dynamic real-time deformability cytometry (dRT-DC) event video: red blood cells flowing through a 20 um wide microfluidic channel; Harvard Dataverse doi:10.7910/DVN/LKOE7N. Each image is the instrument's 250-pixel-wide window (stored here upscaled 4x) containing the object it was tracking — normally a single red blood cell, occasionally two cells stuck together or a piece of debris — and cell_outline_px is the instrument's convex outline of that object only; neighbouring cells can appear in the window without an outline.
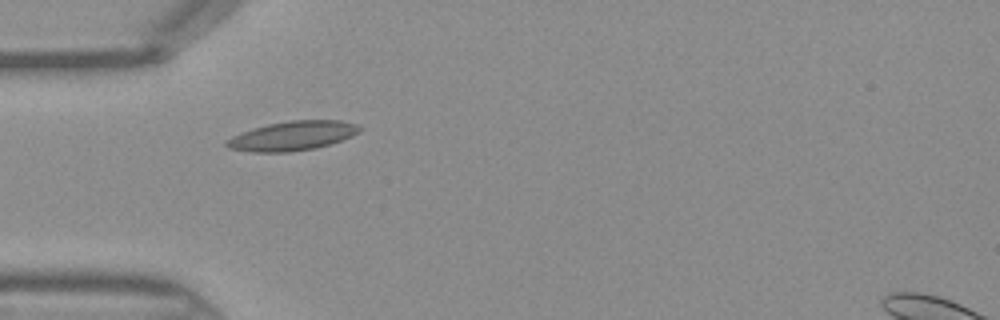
{"species": "Egyptian fruit bat (a non-hibernating species)", "species_latin": "Rousettus aegyptiacus", "temperature_condition": "warm", "stored_images_in_passage": 32, "camera_frame_rate_fps": 3000, "um_per_image_px": 0.085, "frame": {"image": 1, "passage_image": 1, "time_ms": 0.0, "image_size_px": [1000, 320], "cell_outline_px": [[360, 132], [352, 136], [316, 148], [288, 152], [252, 152], [228, 148], [224, 144], [224, 140], [232, 136], [252, 128], [268, 124], [288, 120], [340, 120], [360, 124]], "centroid_in_image_um": [24.84, 11.54], "position_along_channel_um": 60.2, "area_um2": 22.83}}
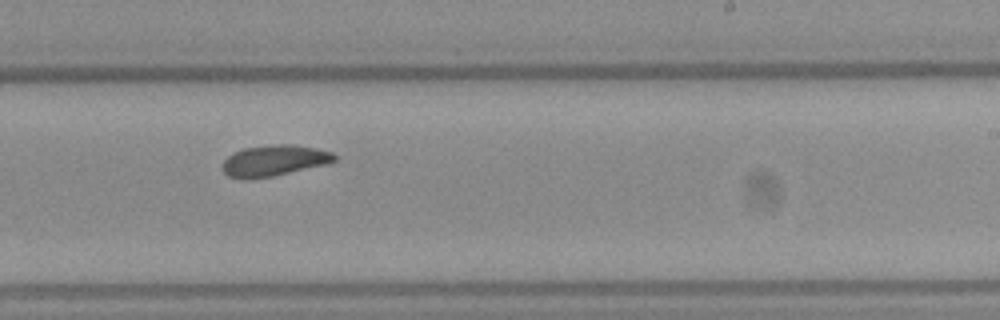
{"frame": {"image": 2, "passage_image": 15, "time_ms": 4.667, "image_size_px": [1000, 320], "cell_outline_px": [[336, 160], [328, 164], [272, 176], [228, 176], [220, 168], [224, 160], [232, 152], [244, 148], [276, 144], [292, 144], [316, 148], [332, 152], [336, 156]], "centroid_in_image_um": [23.34, 13.61], "position_along_channel_um": 265.7, "area_um2": 19.77}}
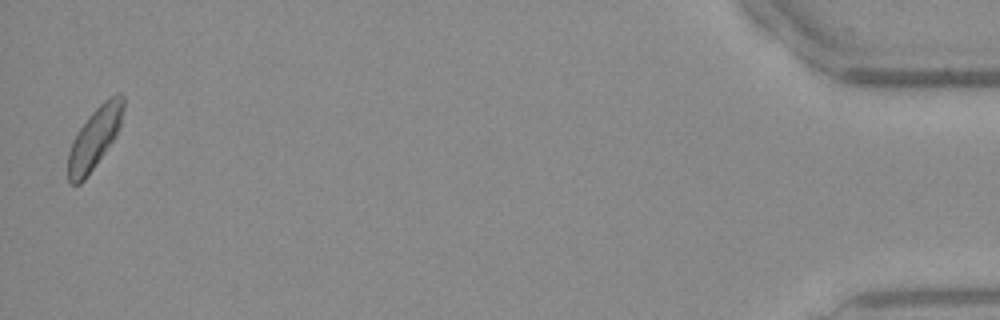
{"frame": {"image": 3, "passage_image": 32, "time_ms": 10.333, "image_size_px": [1000, 320], "cell_outline_px": [[124, 108], [120, 128], [116, 136], [84, 180], [80, 184], [72, 184], [68, 180], [68, 152], [72, 140], [76, 132], [88, 116], [108, 96], [116, 92], [120, 92], [124, 96]], "centroid_in_image_um": [8.05, 11.68], "position_along_channel_um": 427.1, "area_um2": 19.88}}